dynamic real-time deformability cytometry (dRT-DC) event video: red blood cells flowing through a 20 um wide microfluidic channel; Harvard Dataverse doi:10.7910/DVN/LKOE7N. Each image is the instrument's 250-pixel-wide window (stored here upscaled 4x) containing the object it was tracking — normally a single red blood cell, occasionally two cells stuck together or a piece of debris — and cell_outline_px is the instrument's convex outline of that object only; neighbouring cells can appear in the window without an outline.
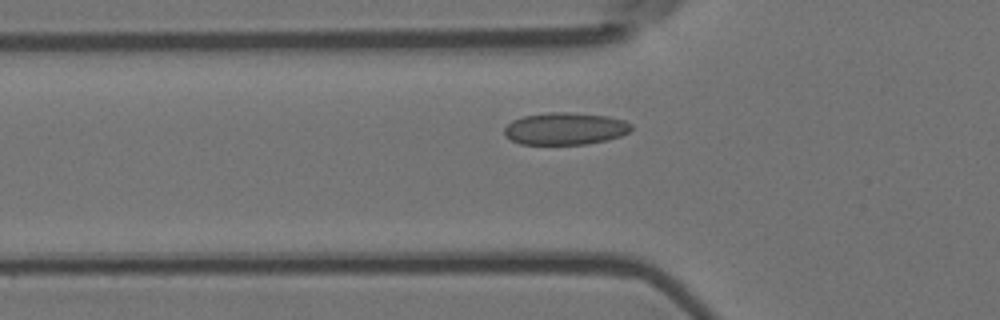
{"species": "Egyptian fruit bat (a non-hibernating species)", "species_latin": "Rousettus aegyptiacus", "temperature_condition": "room temperature", "stored_images_in_passage": 42, "camera_frame_rate_fps": 3000, "um_per_image_px": 0.085, "animal": {"sex": "female"}, "frame": {"image": 1, "passage_image": 9, "time_ms": 2.667, "image_size_px": [1000, 320], "cell_outline_px": [[632, 128], [628, 132], [620, 136], [608, 140], [584, 144], [520, 144], [504, 136], [504, 128], [512, 120], [524, 116], [548, 112], [568, 112], [608, 116], [624, 120], [632, 124]], "centroid_in_image_um": [48.03, 10.93], "position_along_channel_um": 77.8, "area_um2": 23.87}}
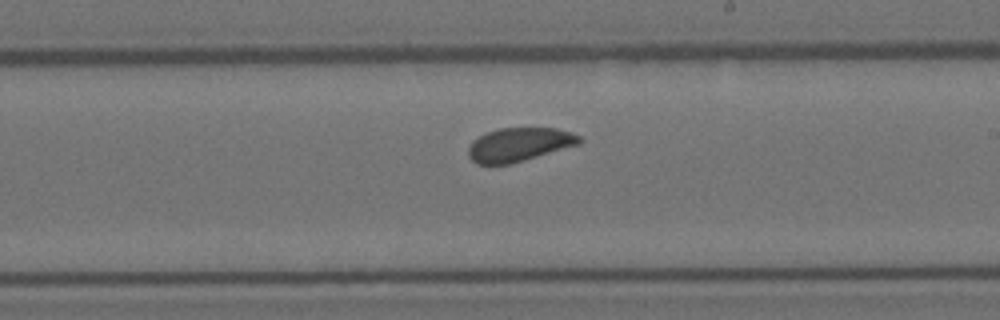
{"frame": {"image": 2, "passage_image": 23, "time_ms": 7.333, "image_size_px": [1000, 320], "cell_outline_px": [[584, 140], [580, 144], [508, 164], [476, 164], [468, 156], [468, 148], [472, 140], [488, 132], [500, 128], [556, 128], [572, 132], [580, 136]], "centroid_in_image_um": [44.14, 12.28], "position_along_channel_um": 244.9, "area_um2": 21.68}}
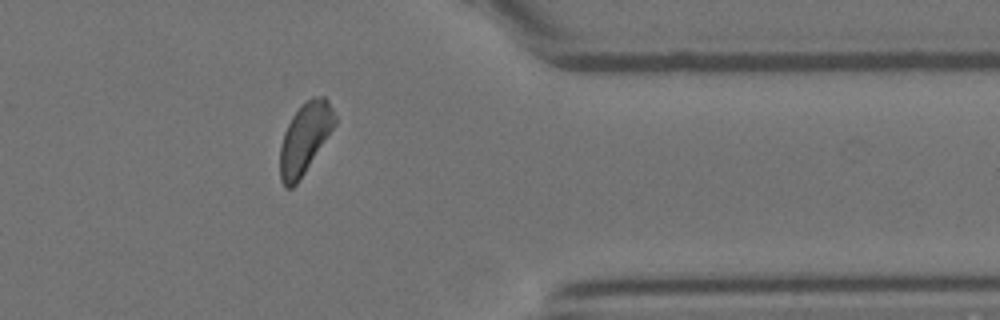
{"frame": {"image": 3, "passage_image": 36, "time_ms": 11.667, "image_size_px": [1000, 320], "cell_outline_px": [[336, 124], [296, 184], [292, 188], [284, 188], [280, 180], [280, 148], [284, 132], [292, 116], [312, 96], [324, 96], [328, 100], [336, 116]], "centroid_in_image_um": [25.91, 11.76], "position_along_channel_um": 385.5, "area_um2": 22.14}, "authors_computed_cell_mechanics": {"area_um2": 22.7443, "velocity_mm_per_s": 3.5701, "shape_relaxation_time_tau1_ms": 3.0807, "shape_relaxation_time_tau2_ms": 0.7932, "deformation_change_tau1": 0.0667, "deformation_change_tau2": 0.0587}}